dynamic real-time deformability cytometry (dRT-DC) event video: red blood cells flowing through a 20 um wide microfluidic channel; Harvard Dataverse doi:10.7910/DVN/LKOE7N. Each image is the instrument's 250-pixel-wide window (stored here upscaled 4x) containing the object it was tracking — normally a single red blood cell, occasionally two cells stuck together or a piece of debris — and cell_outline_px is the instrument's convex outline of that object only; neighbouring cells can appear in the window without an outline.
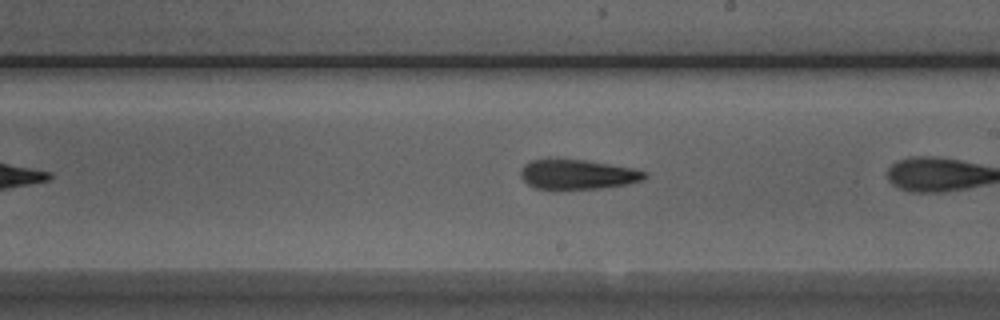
{"species": "Egyptian fruit bat (a non-hibernating species)", "species_latin": "Rousettus aegyptiacus", "temperature_condition": "room temperature", "stored_images_in_passage": 13, "camera_frame_rate_fps": 3000, "um_per_image_px": 0.085, "animal": {"sex": "male"}, "frame": {"image": 1, "passage_image": 11, "time_ms": 3.333, "image_size_px": [1000, 320], "cell_outline_px": [[648, 176], [644, 180], [628, 184], [600, 188], [532, 188], [520, 176], [520, 172], [524, 164], [528, 160], [548, 156], [556, 156], [588, 160], [632, 168], [648, 172]], "centroid_in_image_um": [49.05, 14.76], "position_along_channel_um": 240.0, "area_um2": 22.25}}